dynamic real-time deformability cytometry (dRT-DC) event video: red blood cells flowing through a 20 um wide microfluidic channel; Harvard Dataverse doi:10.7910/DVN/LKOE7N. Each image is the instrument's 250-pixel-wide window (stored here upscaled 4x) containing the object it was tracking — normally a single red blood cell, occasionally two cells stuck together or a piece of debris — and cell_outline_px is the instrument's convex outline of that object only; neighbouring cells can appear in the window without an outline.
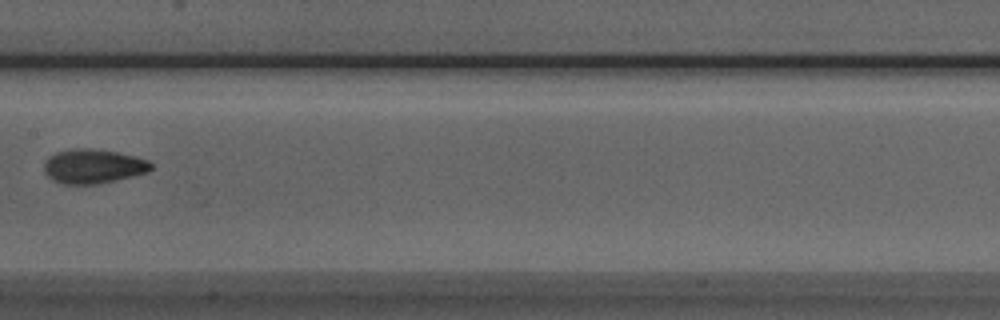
{"species": "Egyptian fruit bat (a non-hibernating species)", "species_latin": "Rousettus aegyptiacus", "temperature_condition": "room temperature", "stored_images_in_passage": 6, "camera_frame_rate_fps": 3000, "um_per_image_px": 0.085, "animal": {"sex": "male"}, "frame": {"image": 1, "passage_image": 5, "time_ms": 4.667, "image_size_px": [1000, 320], "cell_outline_px": [[152, 168], [148, 172], [100, 184], [64, 184], [52, 180], [44, 172], [44, 160], [48, 156], [56, 152], [76, 148], [92, 148], [116, 152], [136, 156], [148, 160], [152, 164]], "centroid_in_image_um": [7.9, 14.13], "position_along_channel_um": 199.5, "area_um2": 21.56}}
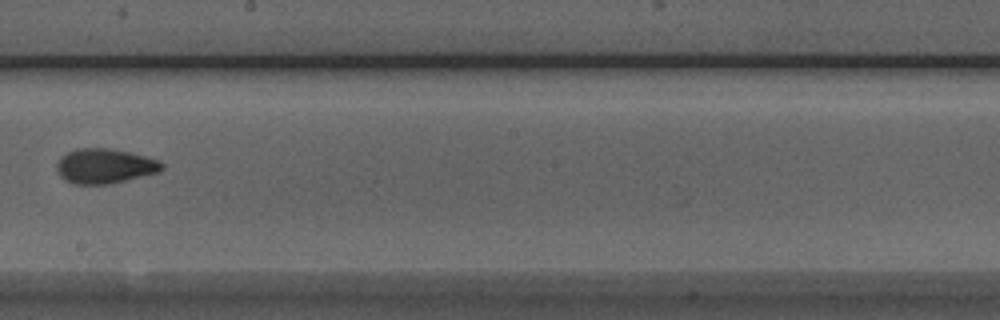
{"frame": {"image": 2, "passage_image": 6, "time_ms": 5.667, "image_size_px": [1000, 320], "cell_outline_px": [[164, 168], [160, 172], [108, 184], [72, 184], [64, 180], [60, 176], [56, 168], [56, 164], [60, 156], [76, 148], [108, 148], [128, 152], [160, 160], [164, 164]], "centroid_in_image_um": [8.89, 14.11], "position_along_channel_um": 239.3, "area_um2": 21.44}}